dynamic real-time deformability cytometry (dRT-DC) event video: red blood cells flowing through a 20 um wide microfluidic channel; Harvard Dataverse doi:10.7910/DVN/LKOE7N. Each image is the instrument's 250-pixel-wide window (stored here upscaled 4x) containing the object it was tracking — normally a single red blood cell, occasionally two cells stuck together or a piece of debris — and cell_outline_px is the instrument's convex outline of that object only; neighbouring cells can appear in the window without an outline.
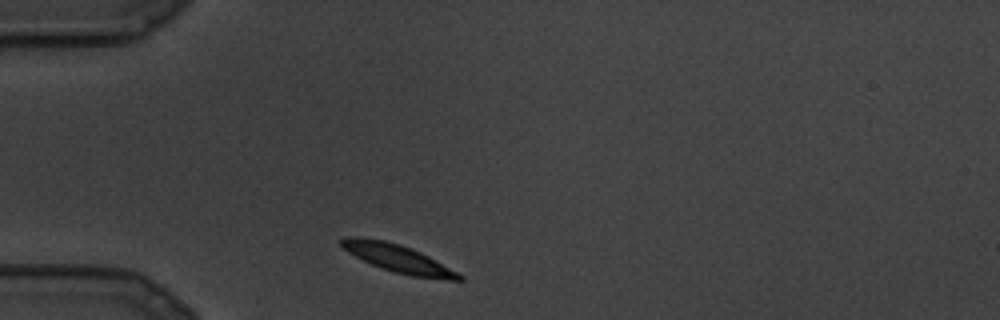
{"species": "common noctule bat (a hibernating species)", "species_latin": "Nyctalus noctula", "temperature_condition": "cold", "stored_images_in_passage": 4, "camera_frame_rate_fps": 3000, "um_per_image_px": 0.085, "animal": {"sex": "male", "body_mass_g": 19.5, "forearm_length_mm": 54.6}, "frame": {"image": 1, "passage_image": 1, "time_ms": 0.0, "image_size_px": [1000, 320], "cell_outline_px": [[464, 280], [448, 280], [412, 276], [392, 272], [380, 268], [348, 252], [340, 244], [340, 240], [344, 236], [360, 236], [384, 240], [400, 244], [412, 248], [428, 256], [464, 276]], "centroid_in_image_um": [33.81, 21.96], "position_along_channel_um": 51.2, "area_um2": 19.07}}
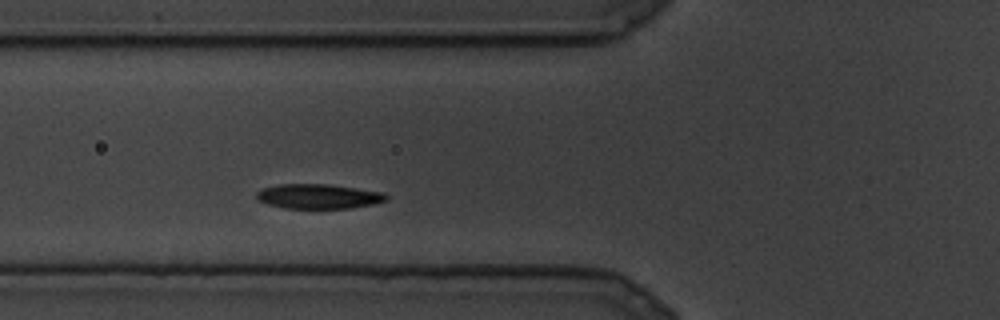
{"frame": {"image": 2, "passage_image": 4, "time_ms": 1.0, "image_size_px": [1000, 320], "cell_outline_px": [[388, 200], [372, 204], [352, 208], [284, 208], [268, 204], [260, 200], [256, 196], [256, 192], [264, 188], [280, 184], [328, 184], [384, 192], [388, 196]], "centroid_in_image_um": [27.1, 16.69], "position_along_channel_um": 98.7, "area_um2": 18.55}}